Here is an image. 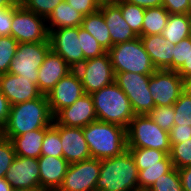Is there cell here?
<instances>
[{
	"label": "cell",
	"mask_w": 191,
	"mask_h": 191,
	"mask_svg": "<svg viewBox=\"0 0 191 191\" xmlns=\"http://www.w3.org/2000/svg\"><path fill=\"white\" fill-rule=\"evenodd\" d=\"M107 52L115 73L152 75L157 70L145 51L140 37L113 45Z\"/></svg>",
	"instance_id": "5b68a950"
},
{
	"label": "cell",
	"mask_w": 191,
	"mask_h": 191,
	"mask_svg": "<svg viewBox=\"0 0 191 191\" xmlns=\"http://www.w3.org/2000/svg\"><path fill=\"white\" fill-rule=\"evenodd\" d=\"M13 7L0 8V36H11Z\"/></svg>",
	"instance_id": "7bdbcfd3"
},
{
	"label": "cell",
	"mask_w": 191,
	"mask_h": 191,
	"mask_svg": "<svg viewBox=\"0 0 191 191\" xmlns=\"http://www.w3.org/2000/svg\"><path fill=\"white\" fill-rule=\"evenodd\" d=\"M161 35L168 43L177 44L190 37V19L188 14H169L167 25Z\"/></svg>",
	"instance_id": "484cf974"
},
{
	"label": "cell",
	"mask_w": 191,
	"mask_h": 191,
	"mask_svg": "<svg viewBox=\"0 0 191 191\" xmlns=\"http://www.w3.org/2000/svg\"><path fill=\"white\" fill-rule=\"evenodd\" d=\"M70 8L75 9L77 12L84 16L92 14L99 10L98 5L94 0H65Z\"/></svg>",
	"instance_id": "60d3db41"
},
{
	"label": "cell",
	"mask_w": 191,
	"mask_h": 191,
	"mask_svg": "<svg viewBox=\"0 0 191 191\" xmlns=\"http://www.w3.org/2000/svg\"><path fill=\"white\" fill-rule=\"evenodd\" d=\"M140 39L157 70H166L173 63L176 44L168 43L161 34L140 36Z\"/></svg>",
	"instance_id": "44dd1931"
},
{
	"label": "cell",
	"mask_w": 191,
	"mask_h": 191,
	"mask_svg": "<svg viewBox=\"0 0 191 191\" xmlns=\"http://www.w3.org/2000/svg\"><path fill=\"white\" fill-rule=\"evenodd\" d=\"M168 18L169 13L163 6L146 9L142 25V36L161 34L167 25Z\"/></svg>",
	"instance_id": "83f0119b"
},
{
	"label": "cell",
	"mask_w": 191,
	"mask_h": 191,
	"mask_svg": "<svg viewBox=\"0 0 191 191\" xmlns=\"http://www.w3.org/2000/svg\"><path fill=\"white\" fill-rule=\"evenodd\" d=\"M138 168V187L139 191H147L161 175L168 173L172 168V160L167 155L161 165L137 166Z\"/></svg>",
	"instance_id": "4316f807"
},
{
	"label": "cell",
	"mask_w": 191,
	"mask_h": 191,
	"mask_svg": "<svg viewBox=\"0 0 191 191\" xmlns=\"http://www.w3.org/2000/svg\"><path fill=\"white\" fill-rule=\"evenodd\" d=\"M81 27L93 36L104 50L111 48L110 31L100 10L84 16Z\"/></svg>",
	"instance_id": "d4e9b609"
},
{
	"label": "cell",
	"mask_w": 191,
	"mask_h": 191,
	"mask_svg": "<svg viewBox=\"0 0 191 191\" xmlns=\"http://www.w3.org/2000/svg\"><path fill=\"white\" fill-rule=\"evenodd\" d=\"M78 35L79 27L58 28L49 31L51 50L64 59L72 70L86 61L81 49V36Z\"/></svg>",
	"instance_id": "8fae6325"
},
{
	"label": "cell",
	"mask_w": 191,
	"mask_h": 191,
	"mask_svg": "<svg viewBox=\"0 0 191 191\" xmlns=\"http://www.w3.org/2000/svg\"><path fill=\"white\" fill-rule=\"evenodd\" d=\"M136 166L161 165V161L168 155L164 151L151 148H127Z\"/></svg>",
	"instance_id": "4dcf8cb0"
},
{
	"label": "cell",
	"mask_w": 191,
	"mask_h": 191,
	"mask_svg": "<svg viewBox=\"0 0 191 191\" xmlns=\"http://www.w3.org/2000/svg\"><path fill=\"white\" fill-rule=\"evenodd\" d=\"M150 76L130 72L115 73V83L130 100L135 115H147L155 107L149 90Z\"/></svg>",
	"instance_id": "ba28073f"
},
{
	"label": "cell",
	"mask_w": 191,
	"mask_h": 191,
	"mask_svg": "<svg viewBox=\"0 0 191 191\" xmlns=\"http://www.w3.org/2000/svg\"><path fill=\"white\" fill-rule=\"evenodd\" d=\"M162 6L169 14H188V0H163Z\"/></svg>",
	"instance_id": "ee69618b"
},
{
	"label": "cell",
	"mask_w": 191,
	"mask_h": 191,
	"mask_svg": "<svg viewBox=\"0 0 191 191\" xmlns=\"http://www.w3.org/2000/svg\"><path fill=\"white\" fill-rule=\"evenodd\" d=\"M176 71L184 81L191 78V45H189L187 60Z\"/></svg>",
	"instance_id": "7dc6e473"
},
{
	"label": "cell",
	"mask_w": 191,
	"mask_h": 191,
	"mask_svg": "<svg viewBox=\"0 0 191 191\" xmlns=\"http://www.w3.org/2000/svg\"><path fill=\"white\" fill-rule=\"evenodd\" d=\"M170 145L185 142L191 138V126L174 125L169 132Z\"/></svg>",
	"instance_id": "b9f144b4"
},
{
	"label": "cell",
	"mask_w": 191,
	"mask_h": 191,
	"mask_svg": "<svg viewBox=\"0 0 191 191\" xmlns=\"http://www.w3.org/2000/svg\"><path fill=\"white\" fill-rule=\"evenodd\" d=\"M83 94L80 77L75 70H72L46 95L53 116L61 109L72 105Z\"/></svg>",
	"instance_id": "5bb4252c"
},
{
	"label": "cell",
	"mask_w": 191,
	"mask_h": 191,
	"mask_svg": "<svg viewBox=\"0 0 191 191\" xmlns=\"http://www.w3.org/2000/svg\"><path fill=\"white\" fill-rule=\"evenodd\" d=\"M13 191H44L42 189H22V190H13Z\"/></svg>",
	"instance_id": "db71d44e"
},
{
	"label": "cell",
	"mask_w": 191,
	"mask_h": 191,
	"mask_svg": "<svg viewBox=\"0 0 191 191\" xmlns=\"http://www.w3.org/2000/svg\"><path fill=\"white\" fill-rule=\"evenodd\" d=\"M63 158L69 163H77L91 158L83 128L59 125Z\"/></svg>",
	"instance_id": "ac0fdd59"
},
{
	"label": "cell",
	"mask_w": 191,
	"mask_h": 191,
	"mask_svg": "<svg viewBox=\"0 0 191 191\" xmlns=\"http://www.w3.org/2000/svg\"><path fill=\"white\" fill-rule=\"evenodd\" d=\"M175 110L173 105L155 106L147 115L163 130L170 132L174 126Z\"/></svg>",
	"instance_id": "e575fe53"
},
{
	"label": "cell",
	"mask_w": 191,
	"mask_h": 191,
	"mask_svg": "<svg viewBox=\"0 0 191 191\" xmlns=\"http://www.w3.org/2000/svg\"><path fill=\"white\" fill-rule=\"evenodd\" d=\"M147 191H183L178 169L173 167L168 173L161 175Z\"/></svg>",
	"instance_id": "836d02e7"
},
{
	"label": "cell",
	"mask_w": 191,
	"mask_h": 191,
	"mask_svg": "<svg viewBox=\"0 0 191 191\" xmlns=\"http://www.w3.org/2000/svg\"><path fill=\"white\" fill-rule=\"evenodd\" d=\"M54 116L50 110L46 95L11 106L1 136H19L28 131L47 128L52 125Z\"/></svg>",
	"instance_id": "6da1fadb"
},
{
	"label": "cell",
	"mask_w": 191,
	"mask_h": 191,
	"mask_svg": "<svg viewBox=\"0 0 191 191\" xmlns=\"http://www.w3.org/2000/svg\"><path fill=\"white\" fill-rule=\"evenodd\" d=\"M75 71L80 77L84 93L86 94H92L115 82V72L108 52L101 56L87 59Z\"/></svg>",
	"instance_id": "30bf717a"
},
{
	"label": "cell",
	"mask_w": 191,
	"mask_h": 191,
	"mask_svg": "<svg viewBox=\"0 0 191 191\" xmlns=\"http://www.w3.org/2000/svg\"><path fill=\"white\" fill-rule=\"evenodd\" d=\"M188 15L191 16V0H188Z\"/></svg>",
	"instance_id": "11a10c76"
},
{
	"label": "cell",
	"mask_w": 191,
	"mask_h": 191,
	"mask_svg": "<svg viewBox=\"0 0 191 191\" xmlns=\"http://www.w3.org/2000/svg\"><path fill=\"white\" fill-rule=\"evenodd\" d=\"M41 155L63 157L59 125L55 121H53L52 125L46 128V133L41 146Z\"/></svg>",
	"instance_id": "f546056e"
},
{
	"label": "cell",
	"mask_w": 191,
	"mask_h": 191,
	"mask_svg": "<svg viewBox=\"0 0 191 191\" xmlns=\"http://www.w3.org/2000/svg\"><path fill=\"white\" fill-rule=\"evenodd\" d=\"M127 148L171 151L169 132L161 129L148 115H135L126 128Z\"/></svg>",
	"instance_id": "8992f818"
},
{
	"label": "cell",
	"mask_w": 191,
	"mask_h": 191,
	"mask_svg": "<svg viewBox=\"0 0 191 191\" xmlns=\"http://www.w3.org/2000/svg\"><path fill=\"white\" fill-rule=\"evenodd\" d=\"M99 10L102 12L110 31L111 47L138 37L122 17L121 10L117 5L102 6L99 7Z\"/></svg>",
	"instance_id": "7402d4cb"
},
{
	"label": "cell",
	"mask_w": 191,
	"mask_h": 191,
	"mask_svg": "<svg viewBox=\"0 0 191 191\" xmlns=\"http://www.w3.org/2000/svg\"><path fill=\"white\" fill-rule=\"evenodd\" d=\"M150 94L155 106L173 105L184 91V79L173 70H156L150 76Z\"/></svg>",
	"instance_id": "7c38bea8"
},
{
	"label": "cell",
	"mask_w": 191,
	"mask_h": 191,
	"mask_svg": "<svg viewBox=\"0 0 191 191\" xmlns=\"http://www.w3.org/2000/svg\"><path fill=\"white\" fill-rule=\"evenodd\" d=\"M97 120V114L91 94L84 93L72 105L61 109L54 121L58 125L84 128Z\"/></svg>",
	"instance_id": "2e32d148"
},
{
	"label": "cell",
	"mask_w": 191,
	"mask_h": 191,
	"mask_svg": "<svg viewBox=\"0 0 191 191\" xmlns=\"http://www.w3.org/2000/svg\"><path fill=\"white\" fill-rule=\"evenodd\" d=\"M78 36H81V49L85 60L101 56L107 52L101 47L97 40L81 26H79Z\"/></svg>",
	"instance_id": "74e56055"
},
{
	"label": "cell",
	"mask_w": 191,
	"mask_h": 191,
	"mask_svg": "<svg viewBox=\"0 0 191 191\" xmlns=\"http://www.w3.org/2000/svg\"><path fill=\"white\" fill-rule=\"evenodd\" d=\"M173 167L181 169L191 165V138L185 142L173 144L170 151Z\"/></svg>",
	"instance_id": "d590c367"
},
{
	"label": "cell",
	"mask_w": 191,
	"mask_h": 191,
	"mask_svg": "<svg viewBox=\"0 0 191 191\" xmlns=\"http://www.w3.org/2000/svg\"><path fill=\"white\" fill-rule=\"evenodd\" d=\"M116 5L120 8L122 17L130 26V29L138 37L142 36V25L146 9L123 0H119Z\"/></svg>",
	"instance_id": "f1b7e54d"
},
{
	"label": "cell",
	"mask_w": 191,
	"mask_h": 191,
	"mask_svg": "<svg viewBox=\"0 0 191 191\" xmlns=\"http://www.w3.org/2000/svg\"><path fill=\"white\" fill-rule=\"evenodd\" d=\"M72 68L58 54L50 50L44 62L38 69V89L43 95H47L52 88L68 73Z\"/></svg>",
	"instance_id": "d6986e66"
},
{
	"label": "cell",
	"mask_w": 191,
	"mask_h": 191,
	"mask_svg": "<svg viewBox=\"0 0 191 191\" xmlns=\"http://www.w3.org/2000/svg\"><path fill=\"white\" fill-rule=\"evenodd\" d=\"M138 173L128 149L120 155L101 159L95 191H139Z\"/></svg>",
	"instance_id": "7a4b0ae2"
},
{
	"label": "cell",
	"mask_w": 191,
	"mask_h": 191,
	"mask_svg": "<svg viewBox=\"0 0 191 191\" xmlns=\"http://www.w3.org/2000/svg\"><path fill=\"white\" fill-rule=\"evenodd\" d=\"M11 109V104L5 95L0 91V131L5 126L9 113Z\"/></svg>",
	"instance_id": "f6af8a7d"
},
{
	"label": "cell",
	"mask_w": 191,
	"mask_h": 191,
	"mask_svg": "<svg viewBox=\"0 0 191 191\" xmlns=\"http://www.w3.org/2000/svg\"><path fill=\"white\" fill-rule=\"evenodd\" d=\"M0 191H13L11 185L5 177L0 178Z\"/></svg>",
	"instance_id": "681fc988"
},
{
	"label": "cell",
	"mask_w": 191,
	"mask_h": 191,
	"mask_svg": "<svg viewBox=\"0 0 191 191\" xmlns=\"http://www.w3.org/2000/svg\"><path fill=\"white\" fill-rule=\"evenodd\" d=\"M98 7L116 5L119 0H94Z\"/></svg>",
	"instance_id": "f907efd6"
},
{
	"label": "cell",
	"mask_w": 191,
	"mask_h": 191,
	"mask_svg": "<svg viewBox=\"0 0 191 191\" xmlns=\"http://www.w3.org/2000/svg\"><path fill=\"white\" fill-rule=\"evenodd\" d=\"M123 1L140 6L144 9L160 7L163 4V0H123Z\"/></svg>",
	"instance_id": "c3c4849f"
},
{
	"label": "cell",
	"mask_w": 191,
	"mask_h": 191,
	"mask_svg": "<svg viewBox=\"0 0 191 191\" xmlns=\"http://www.w3.org/2000/svg\"><path fill=\"white\" fill-rule=\"evenodd\" d=\"M191 37L181 40L173 49V63L166 70L176 71L187 60Z\"/></svg>",
	"instance_id": "ab89813d"
},
{
	"label": "cell",
	"mask_w": 191,
	"mask_h": 191,
	"mask_svg": "<svg viewBox=\"0 0 191 191\" xmlns=\"http://www.w3.org/2000/svg\"><path fill=\"white\" fill-rule=\"evenodd\" d=\"M183 191H191V165L178 169Z\"/></svg>",
	"instance_id": "bcb514c9"
},
{
	"label": "cell",
	"mask_w": 191,
	"mask_h": 191,
	"mask_svg": "<svg viewBox=\"0 0 191 191\" xmlns=\"http://www.w3.org/2000/svg\"><path fill=\"white\" fill-rule=\"evenodd\" d=\"M0 91L8 99L11 106L36 99L42 95L37 84L11 73L0 75Z\"/></svg>",
	"instance_id": "e0dca14e"
},
{
	"label": "cell",
	"mask_w": 191,
	"mask_h": 191,
	"mask_svg": "<svg viewBox=\"0 0 191 191\" xmlns=\"http://www.w3.org/2000/svg\"><path fill=\"white\" fill-rule=\"evenodd\" d=\"M18 42L12 36H0V75L9 71Z\"/></svg>",
	"instance_id": "1f68e13d"
},
{
	"label": "cell",
	"mask_w": 191,
	"mask_h": 191,
	"mask_svg": "<svg viewBox=\"0 0 191 191\" xmlns=\"http://www.w3.org/2000/svg\"><path fill=\"white\" fill-rule=\"evenodd\" d=\"M173 106L174 125L191 126V96L183 91Z\"/></svg>",
	"instance_id": "d6a6232c"
},
{
	"label": "cell",
	"mask_w": 191,
	"mask_h": 191,
	"mask_svg": "<svg viewBox=\"0 0 191 191\" xmlns=\"http://www.w3.org/2000/svg\"><path fill=\"white\" fill-rule=\"evenodd\" d=\"M99 172L100 159L91 157L69 164L63 182L57 191H95Z\"/></svg>",
	"instance_id": "4fadbf2b"
},
{
	"label": "cell",
	"mask_w": 191,
	"mask_h": 191,
	"mask_svg": "<svg viewBox=\"0 0 191 191\" xmlns=\"http://www.w3.org/2000/svg\"><path fill=\"white\" fill-rule=\"evenodd\" d=\"M65 0H19L20 4L29 11L47 19L53 10Z\"/></svg>",
	"instance_id": "8d00e7d4"
},
{
	"label": "cell",
	"mask_w": 191,
	"mask_h": 191,
	"mask_svg": "<svg viewBox=\"0 0 191 191\" xmlns=\"http://www.w3.org/2000/svg\"><path fill=\"white\" fill-rule=\"evenodd\" d=\"M91 96L98 121L127 128L135 116L130 100L115 82L93 92Z\"/></svg>",
	"instance_id": "277c9868"
},
{
	"label": "cell",
	"mask_w": 191,
	"mask_h": 191,
	"mask_svg": "<svg viewBox=\"0 0 191 191\" xmlns=\"http://www.w3.org/2000/svg\"><path fill=\"white\" fill-rule=\"evenodd\" d=\"M83 19V14L70 8L69 4L63 1L53 10L46 22H48L47 27L50 31L58 28L79 27L82 25Z\"/></svg>",
	"instance_id": "cb8c5ba5"
},
{
	"label": "cell",
	"mask_w": 191,
	"mask_h": 191,
	"mask_svg": "<svg viewBox=\"0 0 191 191\" xmlns=\"http://www.w3.org/2000/svg\"><path fill=\"white\" fill-rule=\"evenodd\" d=\"M83 134L92 158H111L127 150L126 128L123 126L96 120L83 128Z\"/></svg>",
	"instance_id": "3957f363"
},
{
	"label": "cell",
	"mask_w": 191,
	"mask_h": 191,
	"mask_svg": "<svg viewBox=\"0 0 191 191\" xmlns=\"http://www.w3.org/2000/svg\"><path fill=\"white\" fill-rule=\"evenodd\" d=\"M51 50L50 42L18 43L8 73L38 83V69Z\"/></svg>",
	"instance_id": "9c48e42d"
},
{
	"label": "cell",
	"mask_w": 191,
	"mask_h": 191,
	"mask_svg": "<svg viewBox=\"0 0 191 191\" xmlns=\"http://www.w3.org/2000/svg\"><path fill=\"white\" fill-rule=\"evenodd\" d=\"M38 164L40 189L57 191L63 182L69 163L63 157L41 155Z\"/></svg>",
	"instance_id": "ffe728a7"
},
{
	"label": "cell",
	"mask_w": 191,
	"mask_h": 191,
	"mask_svg": "<svg viewBox=\"0 0 191 191\" xmlns=\"http://www.w3.org/2000/svg\"><path fill=\"white\" fill-rule=\"evenodd\" d=\"M15 156L16 153L11 140L0 135V178L5 177Z\"/></svg>",
	"instance_id": "f35d334b"
},
{
	"label": "cell",
	"mask_w": 191,
	"mask_h": 191,
	"mask_svg": "<svg viewBox=\"0 0 191 191\" xmlns=\"http://www.w3.org/2000/svg\"><path fill=\"white\" fill-rule=\"evenodd\" d=\"M19 0H0V8H9L15 6Z\"/></svg>",
	"instance_id": "816d5d0a"
},
{
	"label": "cell",
	"mask_w": 191,
	"mask_h": 191,
	"mask_svg": "<svg viewBox=\"0 0 191 191\" xmlns=\"http://www.w3.org/2000/svg\"><path fill=\"white\" fill-rule=\"evenodd\" d=\"M184 91L191 96V78L184 81Z\"/></svg>",
	"instance_id": "f5cc1de1"
},
{
	"label": "cell",
	"mask_w": 191,
	"mask_h": 191,
	"mask_svg": "<svg viewBox=\"0 0 191 191\" xmlns=\"http://www.w3.org/2000/svg\"><path fill=\"white\" fill-rule=\"evenodd\" d=\"M46 128L28 131L19 136H3L10 139L17 156L38 159L41 156V146Z\"/></svg>",
	"instance_id": "603a6c76"
},
{
	"label": "cell",
	"mask_w": 191,
	"mask_h": 191,
	"mask_svg": "<svg viewBox=\"0 0 191 191\" xmlns=\"http://www.w3.org/2000/svg\"><path fill=\"white\" fill-rule=\"evenodd\" d=\"M11 36L18 43L49 42L46 19L24 8L20 2L13 6Z\"/></svg>",
	"instance_id": "52a82bcc"
},
{
	"label": "cell",
	"mask_w": 191,
	"mask_h": 191,
	"mask_svg": "<svg viewBox=\"0 0 191 191\" xmlns=\"http://www.w3.org/2000/svg\"><path fill=\"white\" fill-rule=\"evenodd\" d=\"M5 179L13 190L40 189L38 159L16 155Z\"/></svg>",
	"instance_id": "9a60e30c"
},
{
	"label": "cell",
	"mask_w": 191,
	"mask_h": 191,
	"mask_svg": "<svg viewBox=\"0 0 191 191\" xmlns=\"http://www.w3.org/2000/svg\"><path fill=\"white\" fill-rule=\"evenodd\" d=\"M190 19V37H191V16H189Z\"/></svg>",
	"instance_id": "9f6ffc18"
}]
</instances>
